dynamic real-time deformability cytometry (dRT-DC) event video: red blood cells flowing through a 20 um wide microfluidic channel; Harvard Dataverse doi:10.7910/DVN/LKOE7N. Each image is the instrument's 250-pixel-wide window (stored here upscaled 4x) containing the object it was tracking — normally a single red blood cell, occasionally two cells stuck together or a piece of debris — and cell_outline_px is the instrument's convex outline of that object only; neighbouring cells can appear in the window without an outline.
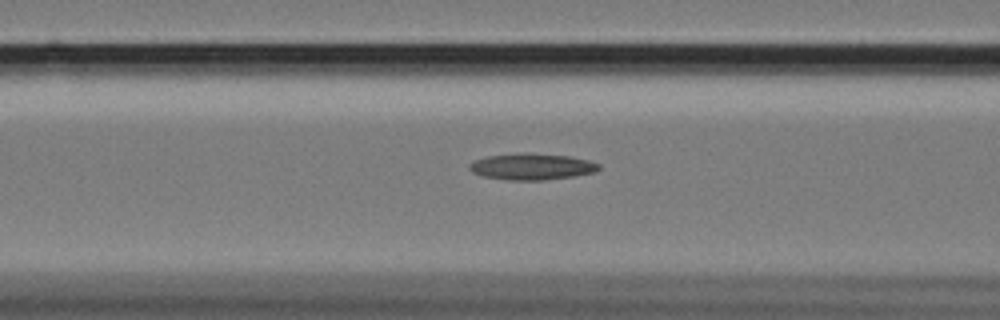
{"species": "Egyptian fruit bat (a non-hibernating species)", "species_latin": "Rousettus aegyptiacus", "temperature_condition": "cold", "stored_images_in_passage": 13, "camera_frame_rate_fps": 3000, "um_per_image_px": 0.085, "animal": {"sex": "female"}, "frame": {"image": 1, "passage_image": 11, "time_ms": 3.333, "image_size_px": [1000, 320], "cell_outline_px": [[600, 168], [596, 172], [572, 176], [544, 180], [508, 180], [484, 176], [472, 172], [468, 168], [468, 164], [476, 160], [488, 156], [520, 152], [528, 152], [568, 156], [588, 160], [600, 164]], "centroid_in_image_um": [45.2, 14.15], "position_along_channel_um": 121.4, "area_um2": 19.94}}